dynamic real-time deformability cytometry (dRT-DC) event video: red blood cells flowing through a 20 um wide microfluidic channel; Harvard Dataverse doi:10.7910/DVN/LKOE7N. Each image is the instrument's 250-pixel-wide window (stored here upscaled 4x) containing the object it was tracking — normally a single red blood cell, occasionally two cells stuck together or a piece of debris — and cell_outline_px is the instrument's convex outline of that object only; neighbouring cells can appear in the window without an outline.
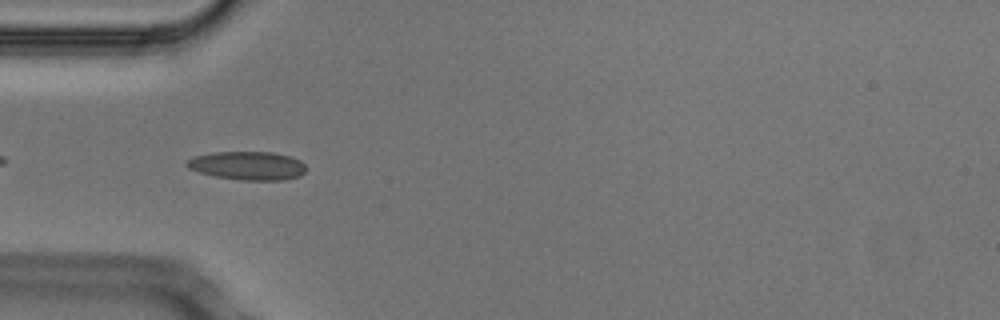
{"species": "Egyptian fruit bat (a non-hibernating species)", "species_latin": "Rousettus aegyptiacus", "temperature_condition": "cold", "stored_images_in_passage": 40, "camera_frame_rate_fps": 3000, "um_per_image_px": 0.085, "animal": {"sex": "male"}, "frame": {"image": 1, "passage_image": 3, "time_ms": 0.667, "image_size_px": [1000, 320], "cell_outline_px": [[304, 172], [300, 176], [284, 180], [240, 180], [216, 176], [200, 172], [188, 168], [184, 164], [192, 156], [212, 152], [272, 152], [288, 156], [300, 160], [304, 164]], "centroid_in_image_um": [21.02, 14.08], "position_along_channel_um": 64.0, "area_um2": 19.77}}
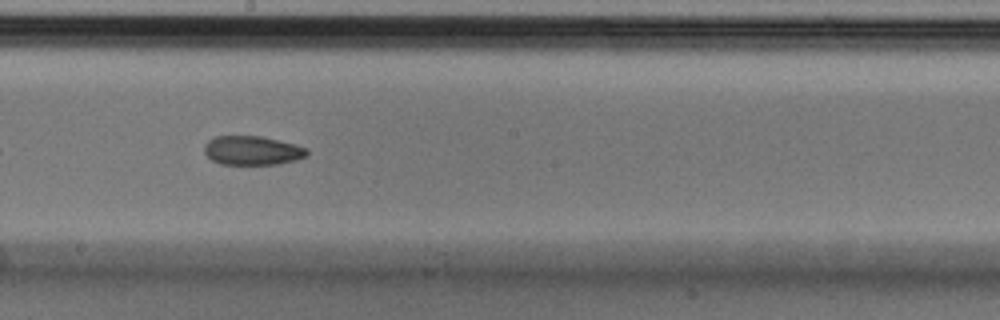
{"frame": {"image": 2, "passage_image": 16, "time_ms": 5.0, "image_size_px": [1000, 320], "cell_outline_px": [[308, 156], [296, 160], [276, 164], [220, 164], [212, 160], [204, 152], [204, 144], [212, 136], [260, 136], [296, 144], [308, 148]], "centroid_in_image_um": [21.45, 12.78], "position_along_channel_um": 226.8, "area_um2": 17.51}}
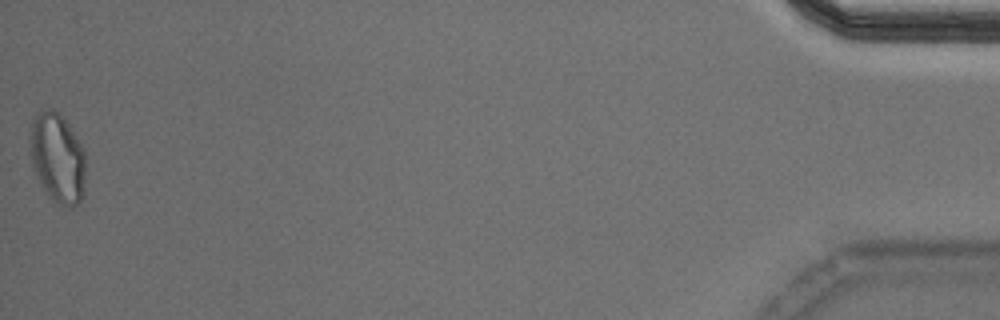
{"frame": {"image": 3, "passage_image": 40, "time_ms": 13.0, "image_size_px": [1000, 320], "cell_outline_px": [[84, 192], [80, 200], [72, 208], [68, 208], [52, 200], [48, 196], [36, 176], [32, 164], [28, 140], [32, 120], [36, 112], [48, 108], [52, 108], [60, 112], [84, 148]], "centroid_in_image_um": [4.86, 13.39], "position_along_channel_um": 430.3, "area_um2": 29.54}, "authors_computed_cell_mechanics": {"area_um2": 18.5827, "velocity_mm_per_s": 3.7523, "shape_relaxation_time_tau1_ms": null, "shape_relaxation_time_tau2_ms": 3.0975, "deformation_change_tau1": null, "deformation_change_tau2": 0.0891}}